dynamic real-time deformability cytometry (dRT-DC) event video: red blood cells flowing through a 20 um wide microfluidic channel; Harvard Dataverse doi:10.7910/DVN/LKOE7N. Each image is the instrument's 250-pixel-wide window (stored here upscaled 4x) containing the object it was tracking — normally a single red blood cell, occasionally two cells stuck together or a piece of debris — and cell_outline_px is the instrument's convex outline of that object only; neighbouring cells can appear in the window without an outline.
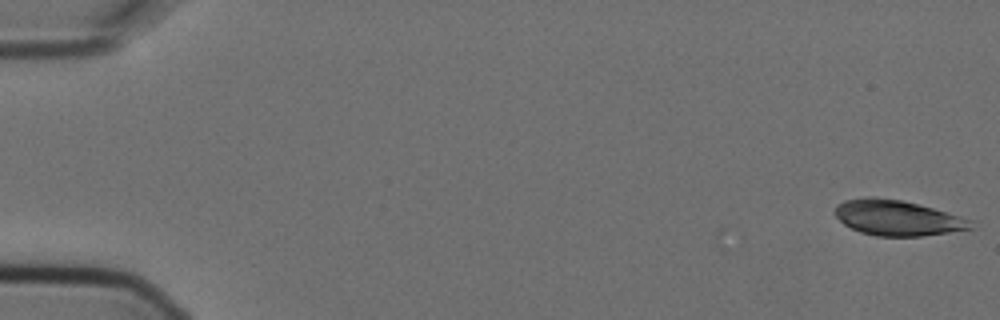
{"species": "Egyptian fruit bat (a non-hibernating species)", "species_latin": "Rousettus aegyptiacus", "temperature_condition": "cold", "stored_images_in_passage": 9, "camera_frame_rate_fps": 3000, "um_per_image_px": 0.085, "animal": {"sex": "female"}, "frame": {"image": 1, "passage_image": 1, "time_ms": 0.0, "image_size_px": [1000, 320], "cell_outline_px": [[972, 228], [948, 232], [920, 236], [876, 236], [860, 232], [844, 224], [832, 212], [836, 204], [844, 200], [864, 196], [872, 196], [900, 200], [932, 208], [960, 216], [972, 220]], "centroid_in_image_um": [76.2, 18.5], "position_along_channel_um": 8.8, "area_um2": 27.92}}
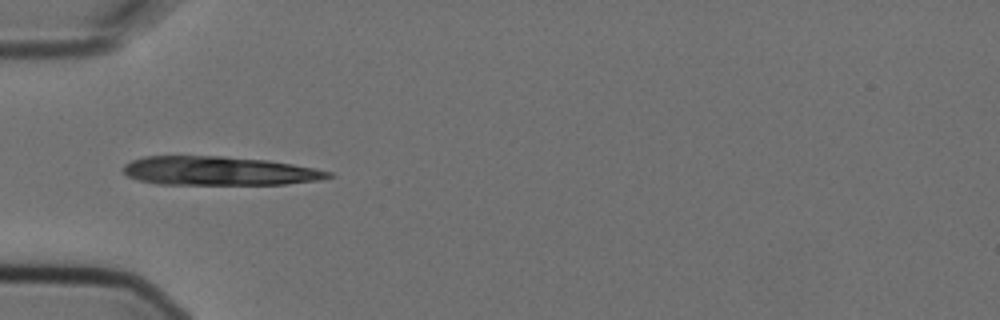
{"frame": {"image": 2, "passage_image": 5, "time_ms": 1.333, "image_size_px": [1000, 320], "cell_outline_px": [[336, 176], [320, 180], [284, 184], [156, 184], [136, 180], [128, 176], [124, 172], [124, 164], [132, 160], [144, 156], [224, 156], [268, 160], [316, 168], [332, 172]], "centroid_in_image_um": [18.64, 14.52], "position_along_channel_um": 66.4, "area_um2": 34.68}}